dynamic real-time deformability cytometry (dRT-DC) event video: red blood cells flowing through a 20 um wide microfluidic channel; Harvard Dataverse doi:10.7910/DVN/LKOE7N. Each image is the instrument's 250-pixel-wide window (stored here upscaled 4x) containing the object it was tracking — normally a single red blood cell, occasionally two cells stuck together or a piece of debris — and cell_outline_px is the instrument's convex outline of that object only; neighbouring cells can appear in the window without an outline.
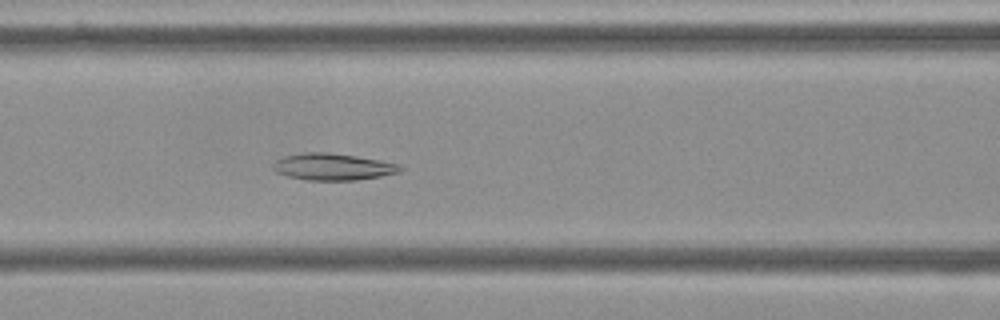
{"species": "Egyptian fruit bat (a non-hibernating species)", "species_latin": "Rousettus aegyptiacus", "temperature_condition": "cold", "stored_images_in_passage": 56, "camera_frame_rate_fps": 3000, "um_per_image_px": 0.085, "frame": {"image": 1, "passage_image": 24, "time_ms": 7.667, "image_size_px": [1000, 320], "cell_outline_px": [[404, 168], [400, 172], [380, 176], [356, 180], [304, 180], [288, 176], [276, 172], [272, 168], [272, 164], [276, 160], [284, 156], [304, 152], [328, 152], [356, 156], [380, 160], [400, 164]], "centroid_in_image_um": [28.29, 14.17], "position_along_channel_um": 138.3, "area_um2": 19.94}}
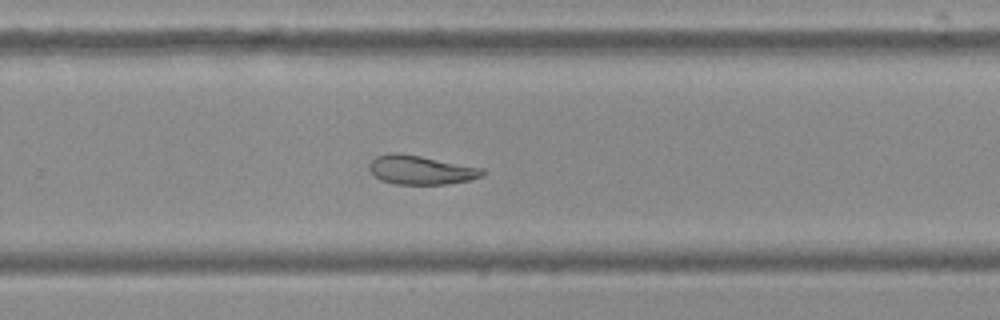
{"frame": {"image": 2, "passage_image": 37, "time_ms": 12.0, "image_size_px": [1000, 320], "cell_outline_px": [[488, 172], [480, 176], [468, 180], [448, 184], [396, 184], [380, 180], [368, 168], [368, 164], [376, 156], [388, 152], [396, 152], [420, 156], [484, 168]], "centroid_in_image_um": [35.76, 14.44], "position_along_channel_um": 294.0, "area_um2": 19.13}}
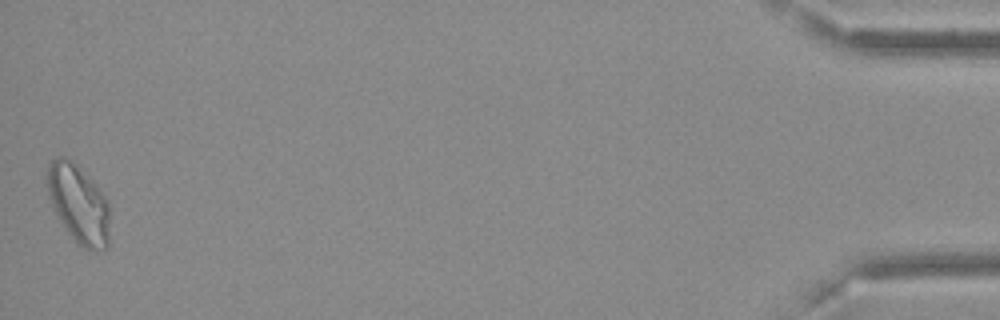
{"frame": {"image": 3, "passage_image": 56, "time_ms": 18.333, "image_size_px": [1000, 320], "cell_outline_px": [[108, 248], [96, 252], [80, 248], [76, 244], [52, 208], [44, 184], [48, 164], [52, 160], [60, 156], [64, 156], [76, 164], [92, 180], [108, 200]], "centroid_in_image_um": [6.64, 17.35], "position_along_channel_um": 428.6, "area_um2": 29.13}, "authors_computed_cell_mechanics": {"area_um2": 22.5131, "velocity_mm_per_s": 3.5991, "shape_relaxation_time_tau1_ms": null, "shape_relaxation_time_tau2_ms": 3.1481, "deformation_change_tau1": null, "deformation_change_tau2": 0.0843}}